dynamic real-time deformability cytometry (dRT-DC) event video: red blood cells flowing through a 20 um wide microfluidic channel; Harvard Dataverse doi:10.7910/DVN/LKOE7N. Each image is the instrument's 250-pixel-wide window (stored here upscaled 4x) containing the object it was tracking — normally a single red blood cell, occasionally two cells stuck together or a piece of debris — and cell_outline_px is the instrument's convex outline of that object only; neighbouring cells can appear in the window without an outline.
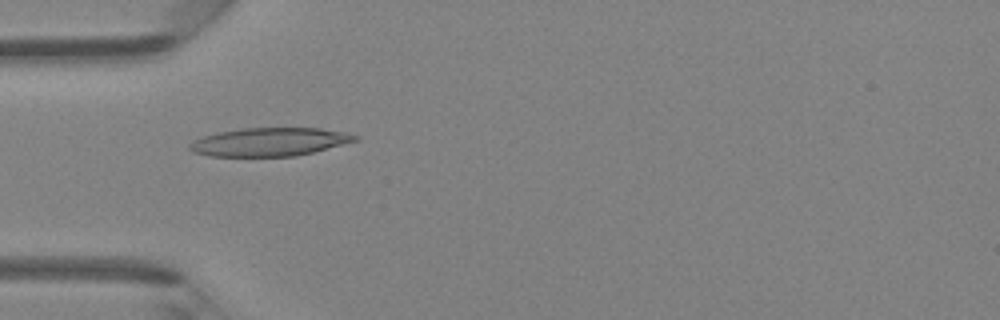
{"species": "Egyptian fruit bat (a non-hibernating species)", "species_latin": "Rousettus aegyptiacus", "temperature_condition": "room temperature", "stored_images_in_passage": 2, "camera_frame_rate_fps": 3000, "um_per_image_px": 0.085, "animal": {"sex": "female"}, "frame": {"image": 1, "passage_image": 1, "time_ms": 0.0, "image_size_px": [1000, 320], "cell_outline_px": [[360, 140], [296, 156], [208, 156], [192, 152], [188, 148], [188, 144], [192, 140], [204, 136], [220, 132], [244, 128], [320, 128], [344, 132], [360, 136]], "centroid_in_image_um": [22.91, 12.06], "position_along_channel_um": 62.1, "area_um2": 27.34}}
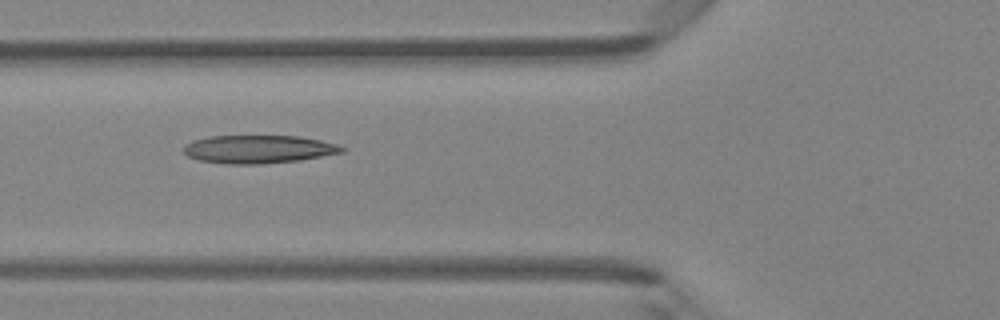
{"frame": {"image": 2, "passage_image": 2, "time_ms": 0.333, "image_size_px": [1000, 320], "cell_outline_px": [[344, 152], [300, 160], [260, 164], [228, 164], [200, 160], [188, 156], [184, 152], [184, 144], [192, 140], [212, 136], [300, 136], [320, 140], [336, 144], [344, 148]], "centroid_in_image_um": [21.96, 12.68], "position_along_channel_um": 103.8, "area_um2": 25.84}}